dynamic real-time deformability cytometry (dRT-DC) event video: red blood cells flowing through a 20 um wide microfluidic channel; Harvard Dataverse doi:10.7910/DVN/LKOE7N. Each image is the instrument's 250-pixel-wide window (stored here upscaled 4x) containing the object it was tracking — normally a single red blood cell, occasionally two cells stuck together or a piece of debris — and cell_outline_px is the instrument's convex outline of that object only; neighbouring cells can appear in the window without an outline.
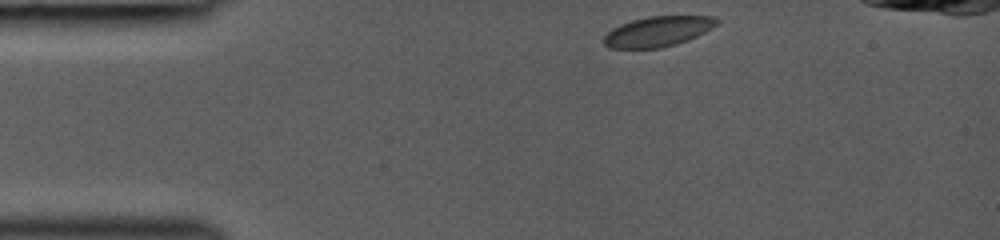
{"species": "common noctule bat (a hibernating species)", "species_latin": "Nyctalus noctula", "temperature_condition": "room temperature", "stored_images_in_passage": 34, "camera_frame_rate_fps": 3000, "um_per_image_px": 0.085, "animal": {"sex": "female", "body_mass_g": 19.0, "forearm_length_mm": 53.3}, "frame": {"image": 1, "passage_image": 1, "time_ms": 0.0, "image_size_px": [1000, 240], "cell_outline_px": [[720, 20], [712, 28], [688, 40], [676, 44], [660, 48], [608, 48], [604, 44], [604, 36], [612, 28], [620, 24], [632, 20], [648, 16], [712, 16]], "centroid_in_image_um": [55.9, 2.67], "position_along_channel_um": 29.1, "area_um2": 19.83}}
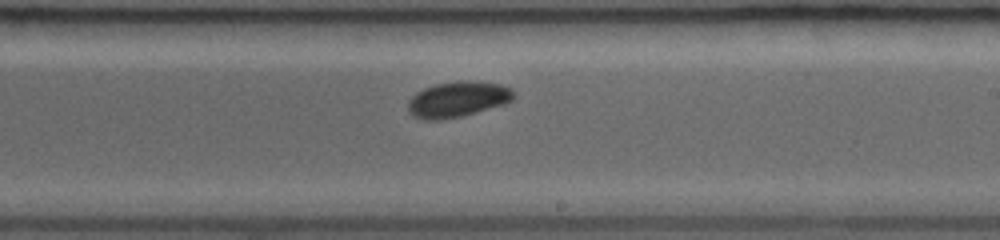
{"frame": {"image": 2, "passage_image": 20, "time_ms": 6.333, "image_size_px": [1000, 240], "cell_outline_px": [[516, 96], [512, 100], [504, 104], [476, 112], [460, 116], [440, 120], [424, 120], [412, 116], [408, 112], [408, 100], [416, 92], [424, 88], [436, 84], [456, 80], [472, 80], [500, 84], [512, 88], [516, 92]], "centroid_in_image_um": [38.91, 8.43], "position_along_channel_um": 250.1, "area_um2": 22.25}}
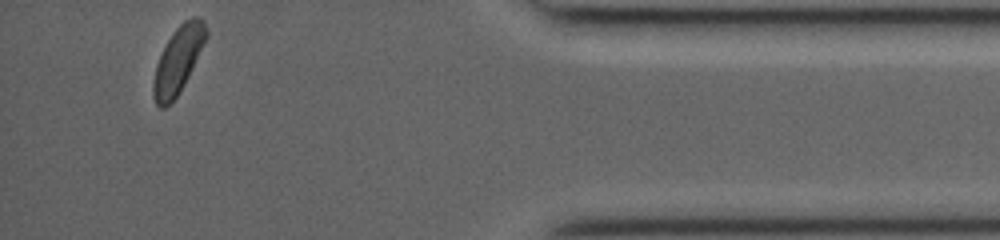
{"frame": {"image": 3, "passage_image": 34, "time_ms": 11.0, "image_size_px": [1000, 240], "cell_outline_px": [[208, 36], [184, 84], [176, 96], [164, 108], [160, 108], [156, 104], [152, 92], [152, 84], [156, 64], [172, 32], [184, 20], [192, 16], [200, 16], [204, 20], [208, 28]], "centroid_in_image_um": [15.16, 5.04], "position_along_channel_um": 420.0, "area_um2": 20.35}}